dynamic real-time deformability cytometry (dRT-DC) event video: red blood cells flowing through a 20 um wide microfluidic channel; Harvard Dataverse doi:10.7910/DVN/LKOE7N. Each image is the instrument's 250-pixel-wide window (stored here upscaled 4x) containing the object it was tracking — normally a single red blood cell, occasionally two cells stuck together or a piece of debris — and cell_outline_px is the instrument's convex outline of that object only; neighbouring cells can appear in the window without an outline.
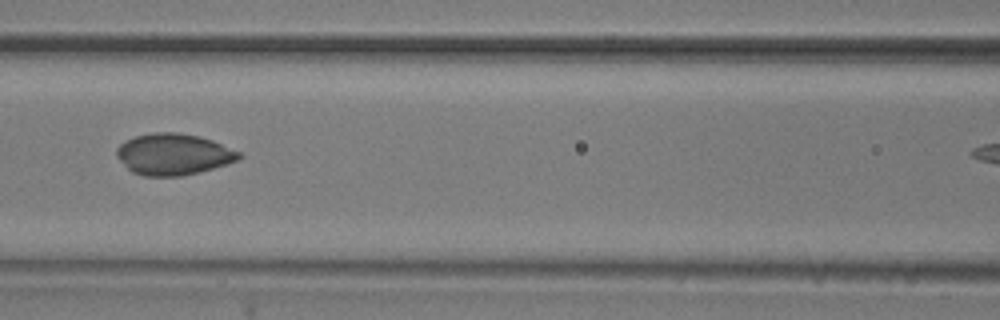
{"species": "common noctule bat (a hibernating species)", "species_latin": "Nyctalus noctula", "temperature_condition": "room temperature", "stored_images_in_passage": 7, "camera_frame_rate_fps": 3000, "um_per_image_px": 0.085, "animal": {"sex": "male", "body_mass_g": 20.5, "forearm_length_mm": 52.5}, "frame": {"image": 1, "passage_image": 6, "time_ms": 1.667, "image_size_px": [1000, 320], "cell_outline_px": [[244, 156], [228, 164], [180, 176], [144, 176], [132, 172], [116, 156], [116, 148], [120, 144], [136, 136], [152, 132], [176, 132], [200, 136], [212, 140], [240, 152]], "centroid_in_image_um": [14.74, 13.1], "position_along_channel_um": 151.9, "area_um2": 29.3}}